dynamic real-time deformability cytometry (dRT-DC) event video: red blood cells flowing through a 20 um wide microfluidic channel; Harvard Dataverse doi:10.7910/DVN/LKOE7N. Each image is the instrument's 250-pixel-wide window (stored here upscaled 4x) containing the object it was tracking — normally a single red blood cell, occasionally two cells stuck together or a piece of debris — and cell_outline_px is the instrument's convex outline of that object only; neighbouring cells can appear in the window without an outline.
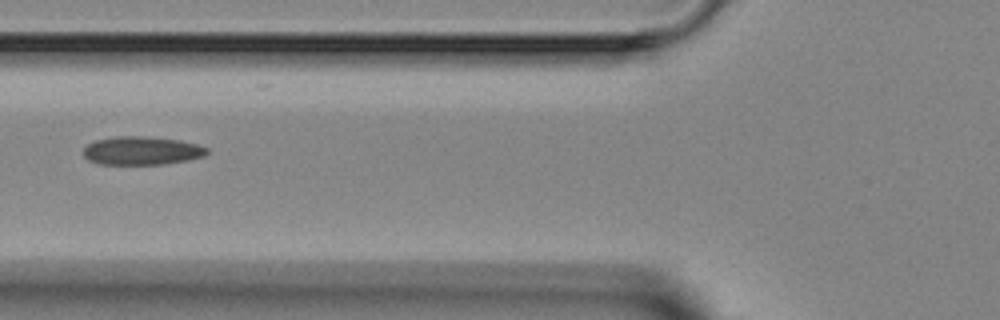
{"species": "Egyptian fruit bat (a non-hibernating species)", "species_latin": "Rousettus aegyptiacus", "temperature_condition": "room temperature", "stored_images_in_passage": 3, "camera_frame_rate_fps": 3000, "um_per_image_px": 0.085, "animal": {"sex": "female"}, "frame": {"image": 1, "passage_image": 3, "time_ms": 2.333, "image_size_px": [1000, 320], "cell_outline_px": [[208, 152], [204, 156], [164, 164], [100, 164], [88, 160], [84, 156], [84, 148], [88, 144], [96, 140], [116, 136], [144, 136], [180, 140], [196, 144], [208, 148]], "centroid_in_image_um": [12.03, 12.8], "position_along_channel_um": 113.8, "area_um2": 20.29}}